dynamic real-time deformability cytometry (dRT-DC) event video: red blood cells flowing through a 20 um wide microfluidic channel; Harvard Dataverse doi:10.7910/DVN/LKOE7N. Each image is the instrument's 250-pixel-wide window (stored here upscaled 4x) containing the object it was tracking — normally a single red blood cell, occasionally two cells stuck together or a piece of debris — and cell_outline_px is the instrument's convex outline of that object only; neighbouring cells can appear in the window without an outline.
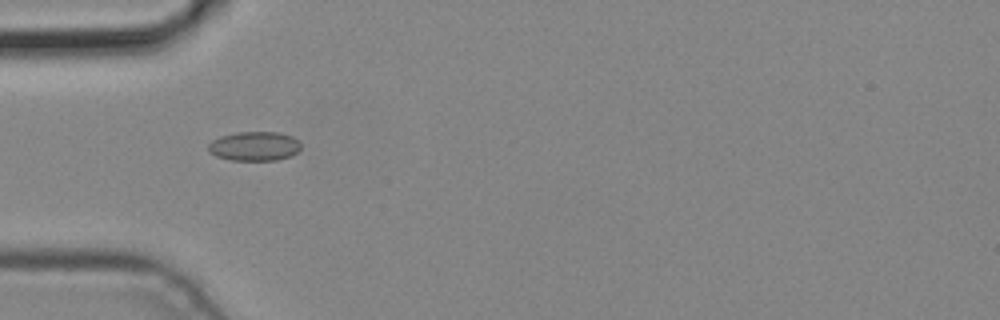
{"species": "common noctule bat (a hibernating species)", "species_latin": "Nyctalus noctula", "temperature_condition": "cold", "stored_images_in_passage": 2, "camera_frame_rate_fps": 3000, "um_per_image_px": 0.085, "animal": {"sex": "male", "body_mass_g": 19.2, "forearm_length_mm": 51.8}, "frame": {"image": 1, "passage_image": 1, "time_ms": 0.0, "image_size_px": [1000, 320], "cell_outline_px": [[300, 148], [292, 156], [276, 160], [228, 160], [216, 156], [208, 152], [208, 144], [212, 140], [220, 136], [236, 132], [280, 132], [292, 136], [300, 144]], "centroid_in_image_um": [21.59, 12.42], "position_along_channel_um": 63.4, "area_um2": 15.9}}
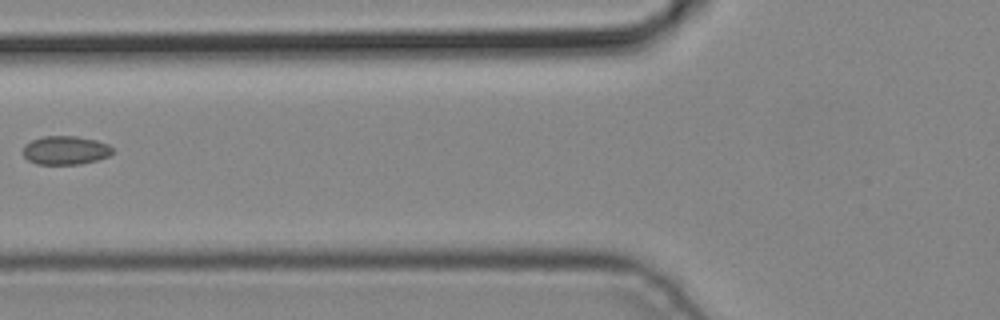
{"frame": {"image": 2, "passage_image": 2, "time_ms": 0.333, "image_size_px": [1000, 320], "cell_outline_px": [[112, 152], [108, 156], [96, 160], [80, 164], [36, 164], [28, 160], [24, 156], [24, 144], [32, 140], [44, 136], [76, 136], [96, 140], [108, 144], [112, 148]], "centroid_in_image_um": [5.55, 12.77], "position_along_channel_um": 120.3, "area_um2": 14.85}}